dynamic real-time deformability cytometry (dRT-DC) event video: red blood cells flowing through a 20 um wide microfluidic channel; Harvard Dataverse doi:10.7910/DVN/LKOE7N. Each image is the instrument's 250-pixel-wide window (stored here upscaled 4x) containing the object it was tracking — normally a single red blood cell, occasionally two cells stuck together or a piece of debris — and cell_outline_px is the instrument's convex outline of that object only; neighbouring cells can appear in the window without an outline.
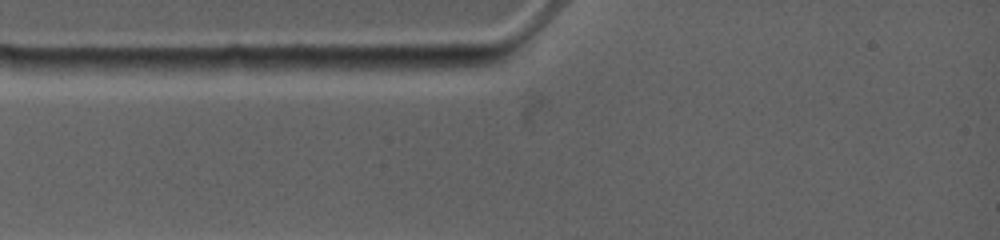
{"species": "common noctule bat (a hibernating species)", "species_latin": "Nyctalus noctula", "temperature_condition": "warm", "stored_images_in_passage": 1, "camera_frame_rate_fps": 4500, "um_per_image_px": 0.085, "animal": {"sex": "female", "body_mass_g": 19.0, "forearm_length_mm": 53.3}, "frame": {"image": 1, "passage_image": 1, "time_ms": 0.0, "image_size_px": [1000, 240], "cell_outline_px": [[188, 68], [172, 76], [152, 76], [48, 68], [40, 64], [40, 60], [84, 56], [96, 56], [172, 60]], "centroid_in_image_um": [9.94, 5.56], "position_along_channel_um": 75.1, "area_um2": 14.68}}